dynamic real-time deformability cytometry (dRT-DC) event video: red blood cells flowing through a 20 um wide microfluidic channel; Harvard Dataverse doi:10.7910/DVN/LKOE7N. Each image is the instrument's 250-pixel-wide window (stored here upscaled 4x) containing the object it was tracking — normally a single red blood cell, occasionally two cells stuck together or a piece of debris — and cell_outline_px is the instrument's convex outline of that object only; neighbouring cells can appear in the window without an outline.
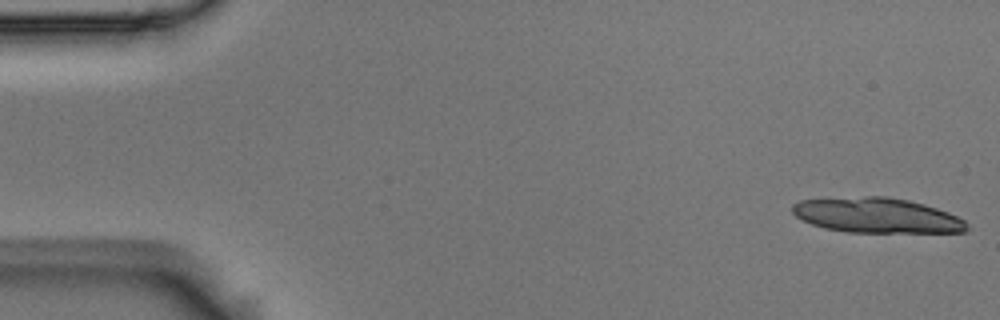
{"species": "Egyptian fruit bat (a non-hibernating species)", "species_latin": "Rousettus aegyptiacus", "temperature_condition": "room temperature", "stored_images_in_passage": 15, "camera_frame_rate_fps": 3000, "um_per_image_px": 0.085, "animal": {"sex": "male"}, "frame": {"image": 1, "passage_image": 1, "time_ms": 0.0, "image_size_px": [1000, 320], "cell_outline_px": [[968, 232], [844, 232], [824, 228], [812, 224], [796, 216], [792, 212], [792, 204], [800, 200], [864, 196], [884, 196], [908, 200], [924, 204], [948, 212], [964, 220], [968, 224]], "centroid_in_image_um": [74.53, 18.31], "position_along_channel_um": 10.5, "area_um2": 35.6}}